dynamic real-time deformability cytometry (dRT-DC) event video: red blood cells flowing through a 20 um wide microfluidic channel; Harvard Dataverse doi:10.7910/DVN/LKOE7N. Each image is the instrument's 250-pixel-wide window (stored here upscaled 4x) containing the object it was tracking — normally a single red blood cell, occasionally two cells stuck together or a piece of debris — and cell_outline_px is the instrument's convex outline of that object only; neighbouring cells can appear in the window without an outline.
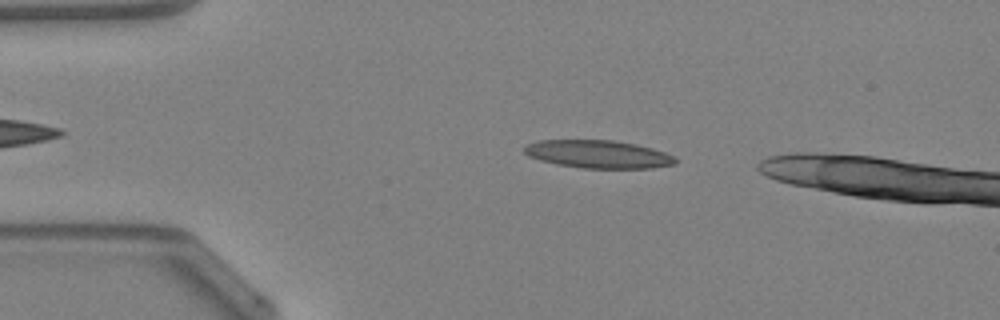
{"species": "Egyptian fruit bat (a non-hibernating species)", "species_latin": "Rousettus aegyptiacus", "temperature_condition": "warm", "stored_images_in_passage": 10, "camera_frame_rate_fps": 3000, "um_per_image_px": 0.085, "animal": {"sex": "female"}, "frame": {"image": 1, "passage_image": 6, "time_ms": 1.667, "image_size_px": [1000, 320], "cell_outline_px": [[676, 164], [652, 168], [584, 168], [556, 164], [540, 160], [528, 156], [524, 152], [524, 148], [528, 144], [540, 140], [616, 140], [636, 144], [652, 148], [676, 156]], "centroid_in_image_um": [50.87, 13.1], "position_along_channel_um": 34.1, "area_um2": 24.62}}